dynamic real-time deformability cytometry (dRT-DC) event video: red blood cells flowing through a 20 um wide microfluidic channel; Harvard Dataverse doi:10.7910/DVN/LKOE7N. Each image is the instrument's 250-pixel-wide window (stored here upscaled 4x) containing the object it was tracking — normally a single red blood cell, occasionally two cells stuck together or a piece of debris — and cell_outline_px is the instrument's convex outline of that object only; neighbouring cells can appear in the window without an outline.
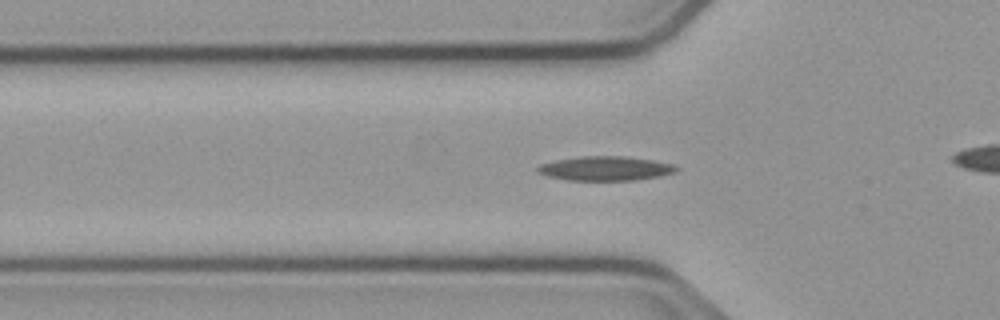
{"species": "common noctule bat (a hibernating species)", "species_latin": "Nyctalus noctula", "temperature_condition": "cold", "stored_images_in_passage": 42, "camera_frame_rate_fps": 3000, "um_per_image_px": 0.085, "animal": {"sex": "male", "body_mass_g": 23.1, "forearm_length_mm": 52.7}, "frame": {"image": 1, "passage_image": 14, "time_ms": 4.333, "image_size_px": [1000, 320], "cell_outline_px": [[680, 168], [676, 172], [660, 176], [636, 180], [568, 180], [548, 176], [536, 172], [536, 168], [540, 164], [556, 160], [580, 156], [624, 156], [652, 160], [672, 164]], "centroid_in_image_um": [51.46, 14.32], "position_along_channel_um": 74.3, "area_um2": 19.65}}
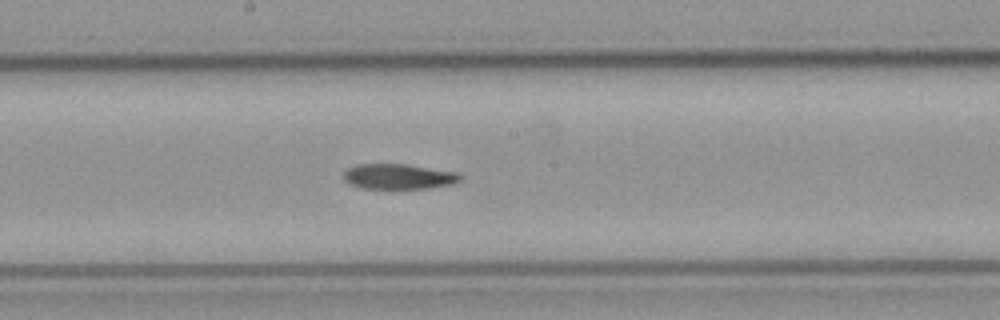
{"frame": {"image": 2, "passage_image": 25, "time_ms": 8.0, "image_size_px": [1000, 320], "cell_outline_px": [[464, 176], [460, 180], [452, 184], [428, 188], [360, 188], [344, 180], [344, 172], [348, 168], [356, 164], [404, 164], [456, 172]], "centroid_in_image_um": [33.88, 15.0], "position_along_channel_um": 214.3, "area_um2": 16.99}}
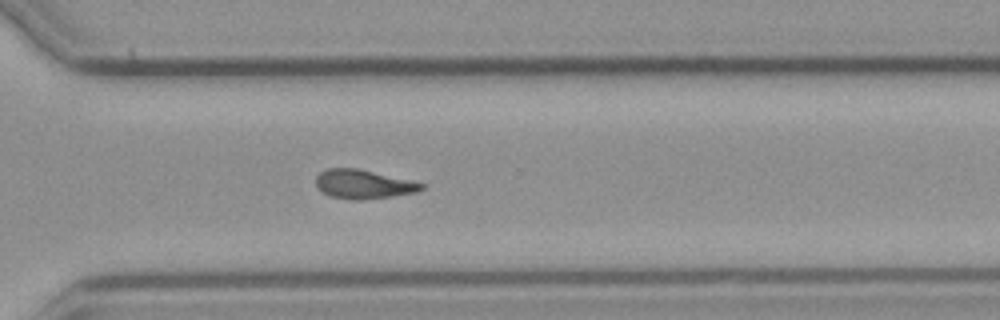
{"frame": {"image": 3, "passage_image": 35, "time_ms": 11.333, "image_size_px": [1000, 320], "cell_outline_px": [[424, 188], [416, 192], [392, 196], [356, 200], [352, 200], [332, 196], [324, 192], [316, 184], [316, 176], [320, 172], [328, 168], [356, 168], [424, 184]], "centroid_in_image_um": [30.86, 15.65], "position_along_channel_um": 339.7, "area_um2": 17.28}}